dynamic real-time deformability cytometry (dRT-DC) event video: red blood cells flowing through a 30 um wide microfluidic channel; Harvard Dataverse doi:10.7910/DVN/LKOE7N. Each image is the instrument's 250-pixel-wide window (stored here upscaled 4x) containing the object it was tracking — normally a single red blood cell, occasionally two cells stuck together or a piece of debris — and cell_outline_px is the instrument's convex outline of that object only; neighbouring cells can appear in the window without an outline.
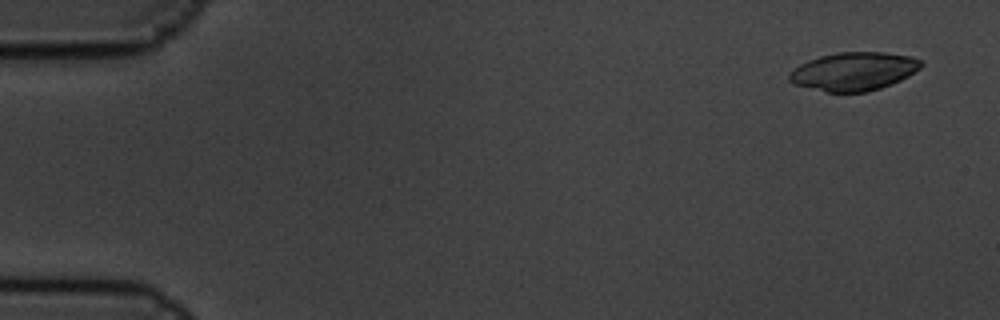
{"species": "common noctule bat (a hibernating species)", "species_latin": "Nyctalus noctula", "temperature_condition": "cold", "stored_images_in_passage": 5, "camera_frame_rate_fps": 3000, "um_per_image_px": 0.085, "animal": {"sex": "male", "body_mass_g": 19.5, "forearm_length_mm": 54.6}, "frame": {"image": 1, "passage_image": 1, "time_ms": 0.0, "image_size_px": [1000, 320], "cell_outline_px": [[924, 64], [920, 68], [908, 76], [892, 84], [868, 92], [824, 92], [796, 84], [788, 80], [788, 76], [800, 64], [808, 60], [820, 56], [836, 52], [884, 52], [912, 56], [920, 60]], "centroid_in_image_um": [72.6, 6.06], "position_along_channel_um": 12.4, "area_um2": 29.42}}
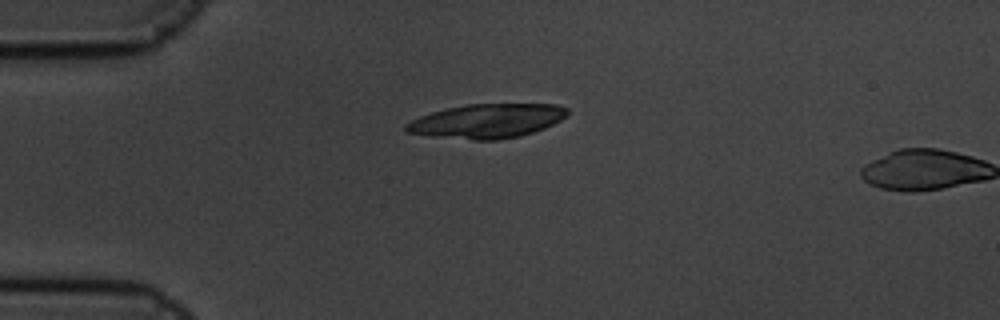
{"frame": {"image": 2, "passage_image": 4, "time_ms": 1.0, "image_size_px": [1000, 320], "cell_outline_px": [[568, 116], [544, 128], [520, 136], [496, 140], [472, 140], [432, 136], [404, 132], [404, 124], [420, 116], [432, 112], [448, 108], [468, 104], [556, 104], [568, 108]], "centroid_in_image_um": [41.38, 10.29], "position_along_channel_um": 43.6, "area_um2": 32.14}}